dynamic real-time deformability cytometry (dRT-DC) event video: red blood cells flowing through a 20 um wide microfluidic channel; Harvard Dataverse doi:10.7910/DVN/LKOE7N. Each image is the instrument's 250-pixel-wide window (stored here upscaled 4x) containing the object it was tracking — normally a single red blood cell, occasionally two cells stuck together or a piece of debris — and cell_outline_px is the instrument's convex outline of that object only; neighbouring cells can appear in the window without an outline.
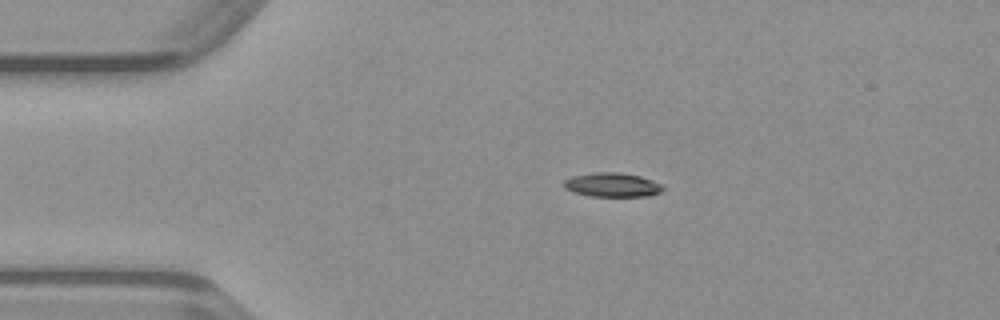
{"species": "common noctule bat (a hibernating species)", "species_latin": "Nyctalus noctula", "temperature_condition": "warm", "stored_images_in_passage": 18, "camera_frame_rate_fps": 3000, "um_per_image_px": 0.085, "animal": {"sex": "male", "body_mass_g": 23.1, "forearm_length_mm": 52.7}, "frame": {"image": 1, "passage_image": 1, "time_ms": 0.0, "image_size_px": [1000, 320], "cell_outline_px": [[664, 188], [660, 192], [648, 196], [592, 196], [572, 192], [564, 188], [564, 180], [572, 176], [596, 172], [616, 172], [640, 176], [652, 180], [660, 184]], "centroid_in_image_um": [52.01, 15.71], "position_along_channel_um": 33.0, "area_um2": 13.81}}